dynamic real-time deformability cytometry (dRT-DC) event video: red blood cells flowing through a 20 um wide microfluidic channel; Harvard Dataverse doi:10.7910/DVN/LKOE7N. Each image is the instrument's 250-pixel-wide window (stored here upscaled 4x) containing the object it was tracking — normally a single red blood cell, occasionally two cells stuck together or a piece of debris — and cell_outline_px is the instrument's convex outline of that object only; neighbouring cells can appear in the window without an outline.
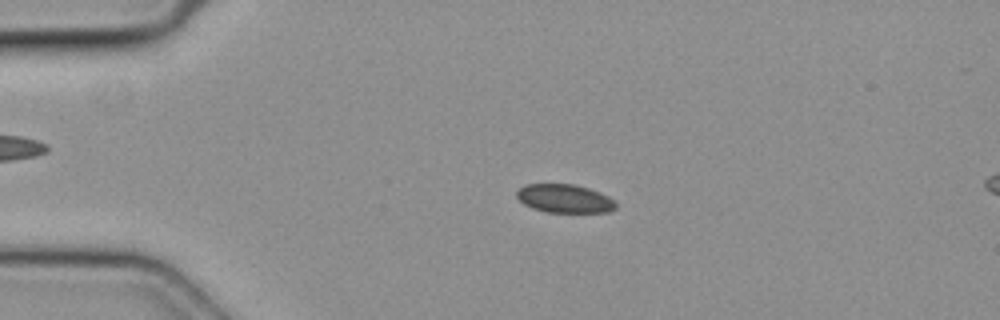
{"species": "common noctule bat (a hibernating species)", "species_latin": "Nyctalus noctula", "temperature_condition": "cold", "stored_images_in_passage": 19, "camera_frame_rate_fps": 3000, "um_per_image_px": 0.085, "animal": {"sex": "female", "body_mass_g": 19.3, "forearm_length_mm": 54.1}, "frame": {"image": 1, "passage_image": 5, "time_ms": 1.333, "image_size_px": [1000, 320], "cell_outline_px": [[616, 208], [608, 212], [548, 212], [532, 208], [524, 204], [516, 196], [516, 192], [524, 184], [576, 184], [600, 192], [608, 196], [616, 204]], "centroid_in_image_um": [47.98, 16.87], "position_along_channel_um": 37.0, "area_um2": 16.42}}
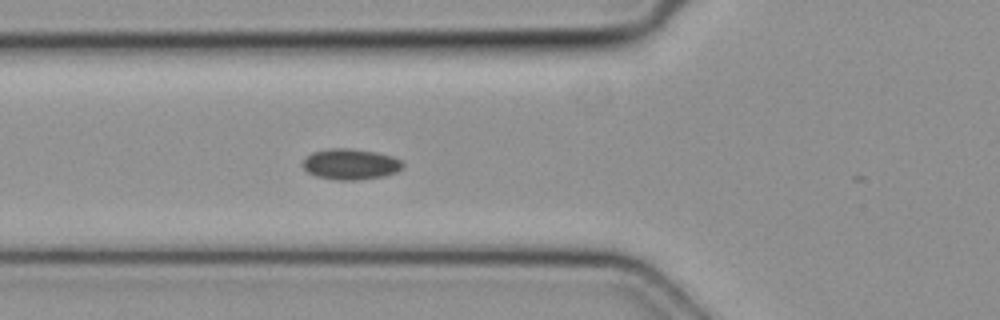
{"frame": {"image": 2, "passage_image": 12, "time_ms": 3.667, "image_size_px": [1000, 320], "cell_outline_px": [[404, 168], [396, 172], [384, 176], [356, 180], [336, 180], [316, 176], [308, 172], [300, 164], [312, 152], [328, 148], [352, 148], [376, 152], [392, 156], [400, 160], [404, 164]], "centroid_in_image_um": [29.8, 13.95], "position_along_channel_um": 96.0, "area_um2": 18.09}}
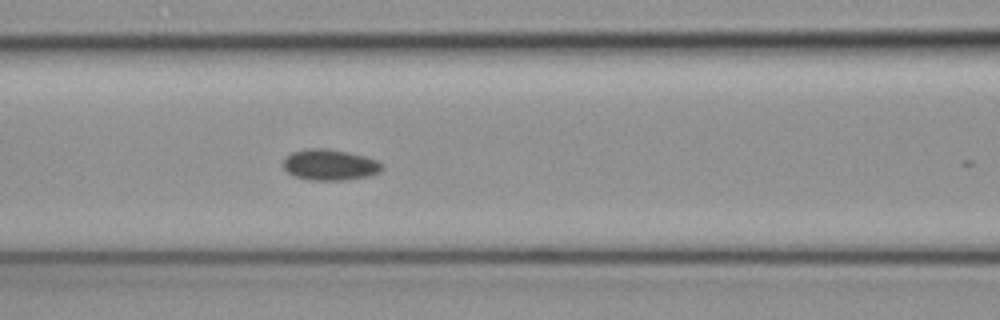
{"frame": {"image": 3, "passage_image": 15, "time_ms": 4.667, "image_size_px": [1000, 320], "cell_outline_px": [[384, 168], [380, 172], [368, 176], [344, 180], [308, 180], [292, 176], [284, 168], [284, 156], [292, 152], [304, 148], [324, 148], [348, 152], [364, 156], [376, 160]], "centroid_in_image_um": [27.99, 14.01], "position_along_channel_um": 138.6, "area_um2": 17.92}}